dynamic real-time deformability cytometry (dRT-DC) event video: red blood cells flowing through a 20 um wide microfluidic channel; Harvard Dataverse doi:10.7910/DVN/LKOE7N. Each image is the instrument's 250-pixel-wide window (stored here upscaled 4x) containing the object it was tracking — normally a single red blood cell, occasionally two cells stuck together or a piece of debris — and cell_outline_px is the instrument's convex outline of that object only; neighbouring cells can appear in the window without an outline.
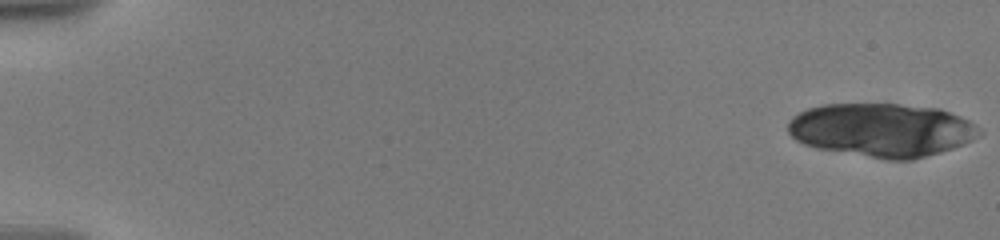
{"species": "human", "species_latin": "Homo sapiens", "temperature_condition": "warm", "stored_images_in_passage": 19, "camera_frame_rate_fps": 3000, "um_per_image_px": 0.085, "donor": {"sex": "male"}, "frame": {"image": 1, "passage_image": 1, "time_ms": 0.0, "image_size_px": [1000, 240], "cell_outline_px": [[984, 132], [972, 140], [964, 144], [940, 152], [912, 160], [888, 160], [816, 148], [804, 144], [796, 140], [788, 132], [788, 124], [792, 116], [808, 108], [824, 104], [900, 104], [940, 108], [960, 116], [976, 124]], "centroid_in_image_um": [74.97, 11.05], "position_along_channel_um": 10.0, "area_um2": 59.94}}
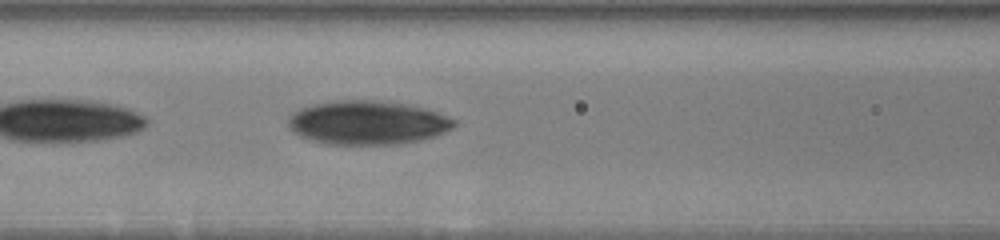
{"frame": {"image": 2, "passage_image": 19, "time_ms": 8.667, "image_size_px": [1000, 240], "cell_outline_px": [[456, 124], [452, 128], [444, 132], [420, 140], [400, 144], [328, 144], [312, 140], [300, 136], [288, 124], [288, 120], [300, 108], [312, 104], [336, 100], [388, 100], [412, 104], [436, 112], [456, 120]], "centroid_in_image_um": [31.28, 10.4], "position_along_channel_um": 135.3, "area_um2": 42.31}}